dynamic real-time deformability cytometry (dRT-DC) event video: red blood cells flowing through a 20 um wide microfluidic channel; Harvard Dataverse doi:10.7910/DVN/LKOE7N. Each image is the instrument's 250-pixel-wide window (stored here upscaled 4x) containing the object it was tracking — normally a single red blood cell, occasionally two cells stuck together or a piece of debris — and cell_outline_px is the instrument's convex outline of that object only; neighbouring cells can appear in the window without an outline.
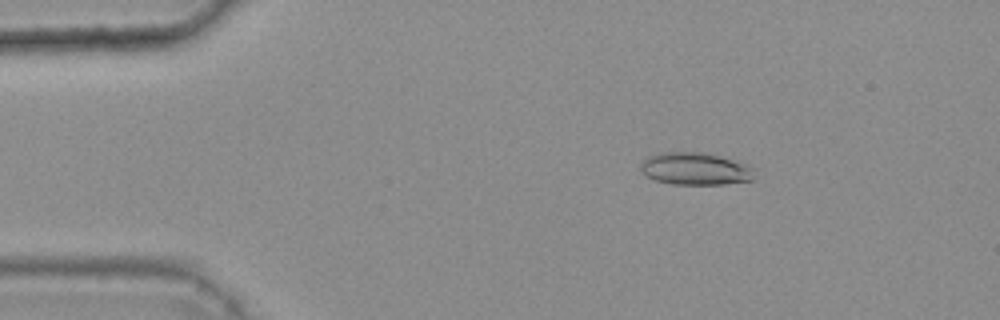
{"species": "common noctule bat (a hibernating species)", "species_latin": "Nyctalus noctula", "temperature_condition": "warm", "stored_images_in_passage": 47, "camera_frame_rate_fps": 3000, "um_per_image_px": 0.085, "animal": {"sex": "female", "body_mass_g": 25.1}, "frame": {"image": 1, "passage_image": 9, "time_ms": 2.667, "image_size_px": [1000, 320], "cell_outline_px": [[752, 180], [724, 184], [672, 184], [656, 180], [648, 176], [640, 168], [640, 164], [648, 156], [660, 152], [700, 152], [720, 156], [744, 164], [752, 168]], "centroid_in_image_um": [59.05, 14.34], "position_along_channel_um": 25.9, "area_um2": 21.1}}
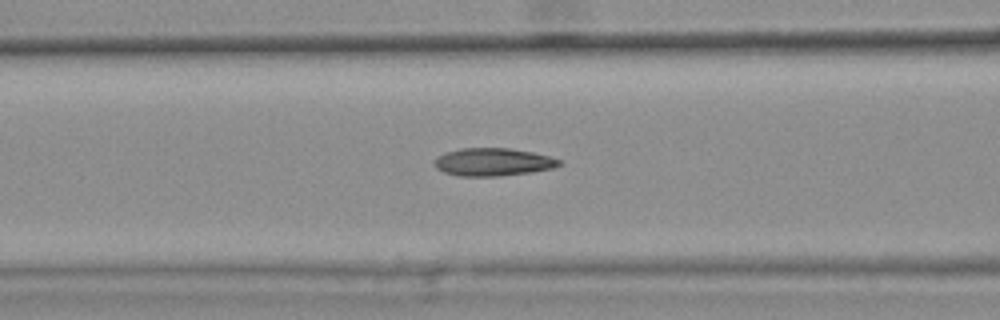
{"frame": {"image": 2, "passage_image": 22, "time_ms": 7.0, "image_size_px": [1000, 320], "cell_outline_px": [[564, 164], [552, 168], [532, 172], [500, 176], [460, 176], [444, 172], [436, 168], [432, 164], [444, 152], [460, 148], [508, 148], [532, 152], [552, 156], [560, 160]], "centroid_in_image_um": [41.93, 13.77], "position_along_channel_um": 124.7, "area_um2": 20.35}}
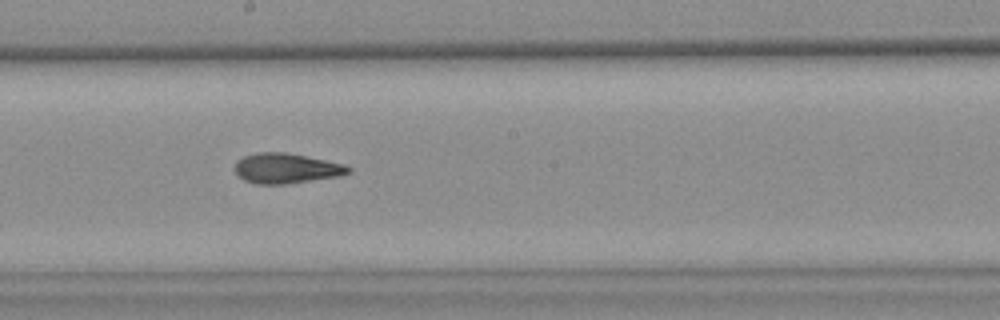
{"frame": {"image": 3, "passage_image": 30, "time_ms": 9.667, "image_size_px": [1000, 320], "cell_outline_px": [[352, 172], [340, 176], [284, 184], [256, 184], [244, 180], [236, 172], [236, 160], [244, 156], [256, 152], [284, 152], [344, 164], [352, 168]], "centroid_in_image_um": [24.34, 14.31], "position_along_channel_um": 223.9, "area_um2": 19.77}, "authors_computed_cell_mechanics": {"area_um2": 19.941, "velocity_mm_per_s": 3.7307, "shape_relaxation_time_tau1_ms": null, "shape_relaxation_time_tau2_ms": 3.3583, "deformation_change_tau1": null, "deformation_change_tau2": 0.1218}}